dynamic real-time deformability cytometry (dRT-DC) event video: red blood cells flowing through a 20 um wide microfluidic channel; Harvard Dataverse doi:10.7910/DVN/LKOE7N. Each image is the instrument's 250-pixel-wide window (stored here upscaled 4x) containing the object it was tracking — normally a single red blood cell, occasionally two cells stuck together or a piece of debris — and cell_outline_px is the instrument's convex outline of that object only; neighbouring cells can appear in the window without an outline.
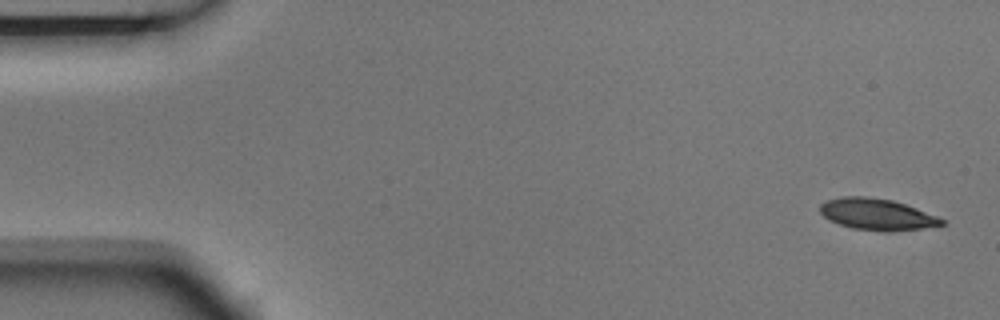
{"species": "Egyptian fruit bat (a non-hibernating species)", "species_latin": "Rousettus aegyptiacus", "temperature_condition": "room temperature", "stored_images_in_passage": 4, "camera_frame_rate_fps": 3000, "um_per_image_px": 0.085, "animal": {"sex": "male"}, "frame": {"image": 1, "passage_image": 1, "time_ms": 0.0, "image_size_px": [1000, 320], "cell_outline_px": [[948, 224], [924, 228], [852, 228], [840, 224], [824, 216], [820, 212], [820, 204], [828, 200], [840, 196], [868, 196], [892, 200], [916, 208], [936, 216], [944, 220]], "centroid_in_image_um": [74.51, 18.15], "position_along_channel_um": 10.5, "area_um2": 21.15}}
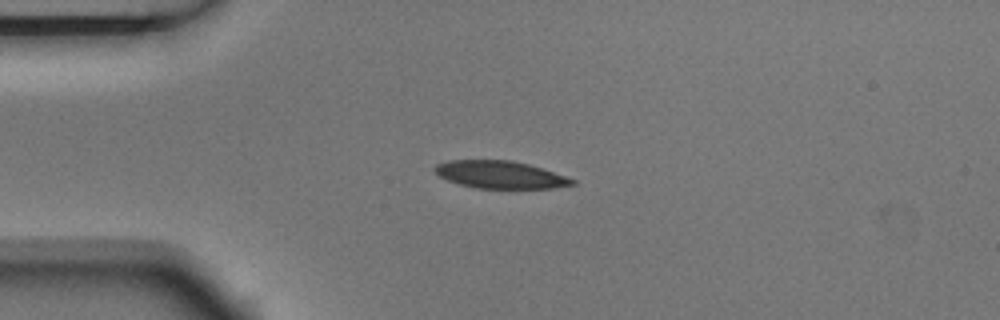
{"frame": {"image": 2, "passage_image": 4, "time_ms": 1.0, "image_size_px": [1000, 320], "cell_outline_px": [[576, 184], [552, 188], [476, 188], [460, 184], [448, 180], [440, 176], [432, 168], [436, 164], [448, 160], [512, 160], [528, 164], [576, 180]], "centroid_in_image_um": [42.48, 14.84], "position_along_channel_um": 42.5, "area_um2": 21.79}}